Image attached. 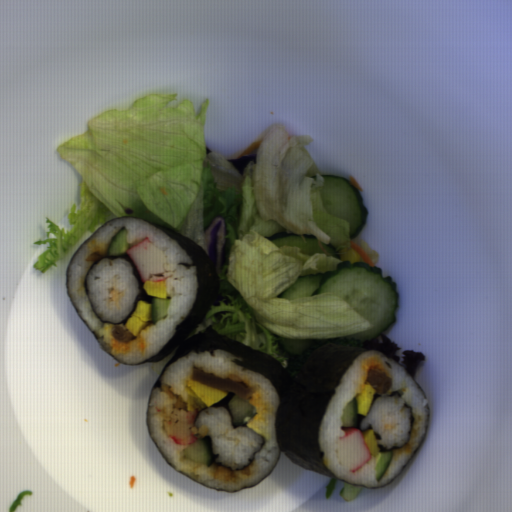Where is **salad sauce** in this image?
<instances>
[{
    "mask_svg": "<svg viewBox=\"0 0 512 512\" xmlns=\"http://www.w3.org/2000/svg\"><path fill=\"white\" fill-rule=\"evenodd\" d=\"M243 381L251 390V397L247 401L257 410L254 417L243 426L251 429L263 437V442L268 441L273 404L263 388L253 379L244 375Z\"/></svg>",
    "mask_w": 512,
    "mask_h": 512,
    "instance_id": "obj_1",
    "label": "salad sauce"
},
{
    "mask_svg": "<svg viewBox=\"0 0 512 512\" xmlns=\"http://www.w3.org/2000/svg\"><path fill=\"white\" fill-rule=\"evenodd\" d=\"M151 325H147L141 329L138 336H135L133 339L122 342L115 338H109V344L111 347L110 354L112 355H125L128 353H132L133 351H138L140 354L144 356L146 348H149L152 343L146 340L144 333H146L150 329Z\"/></svg>",
    "mask_w": 512,
    "mask_h": 512,
    "instance_id": "obj_2",
    "label": "salad sauce"
},
{
    "mask_svg": "<svg viewBox=\"0 0 512 512\" xmlns=\"http://www.w3.org/2000/svg\"><path fill=\"white\" fill-rule=\"evenodd\" d=\"M371 369H374L380 373H383V374L391 377V375L389 374V372L385 366V363H384L382 357L379 354L366 357V358L362 359L361 364H360V387H359V390L365 384L366 378Z\"/></svg>",
    "mask_w": 512,
    "mask_h": 512,
    "instance_id": "obj_3",
    "label": "salad sauce"
},
{
    "mask_svg": "<svg viewBox=\"0 0 512 512\" xmlns=\"http://www.w3.org/2000/svg\"><path fill=\"white\" fill-rule=\"evenodd\" d=\"M413 416L415 417V420H414V423H413V427H412V431L409 430V439L408 441L406 442L405 445L399 447L398 450L396 451H392L393 453V456L391 458V460H398L402 457H405L407 455H410L411 453V450H412V447L414 445V442L418 436V433H419V428H420V423H421V419H422V415H419V414H413Z\"/></svg>",
    "mask_w": 512,
    "mask_h": 512,
    "instance_id": "obj_4",
    "label": "salad sauce"
},
{
    "mask_svg": "<svg viewBox=\"0 0 512 512\" xmlns=\"http://www.w3.org/2000/svg\"><path fill=\"white\" fill-rule=\"evenodd\" d=\"M123 295V291H118L115 287L109 289L106 300L109 302H115L117 307L121 309L120 297Z\"/></svg>",
    "mask_w": 512,
    "mask_h": 512,
    "instance_id": "obj_5",
    "label": "salad sauce"
}]
</instances>
